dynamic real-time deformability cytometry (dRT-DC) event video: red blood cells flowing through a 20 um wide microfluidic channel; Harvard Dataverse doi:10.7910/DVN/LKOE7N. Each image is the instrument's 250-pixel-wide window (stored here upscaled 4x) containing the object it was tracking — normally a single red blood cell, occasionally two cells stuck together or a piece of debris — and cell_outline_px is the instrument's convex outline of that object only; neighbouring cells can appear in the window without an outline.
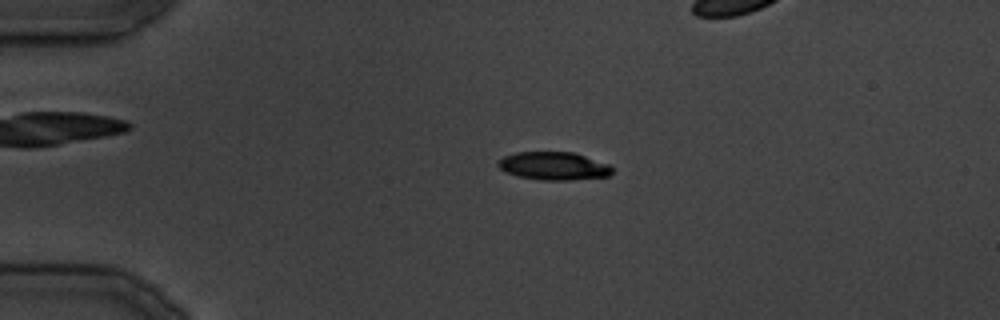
{"species": "common noctule bat (a hibernating species)", "species_latin": "Nyctalus noctula", "temperature_condition": "cold", "stored_images_in_passage": 10, "segment_of_instrument_passage": [1, 2], "camera_frame_rate_fps": 3000, "um_per_image_px": 0.085, "animal": {"sex": "male", "body_mass_g": 19.5, "forearm_length_mm": 54.6}, "frame": {"image": 1, "passage_image": 1, "time_ms": 0.0, "image_size_px": [1000, 320], "cell_outline_px": [[612, 172], [608, 176], [568, 180], [540, 180], [516, 176], [500, 168], [496, 164], [504, 156], [516, 152], [572, 152], [608, 164], [612, 168]], "centroid_in_image_um": [47.04, 14.11], "position_along_channel_um": 38.0, "area_um2": 18.44}}
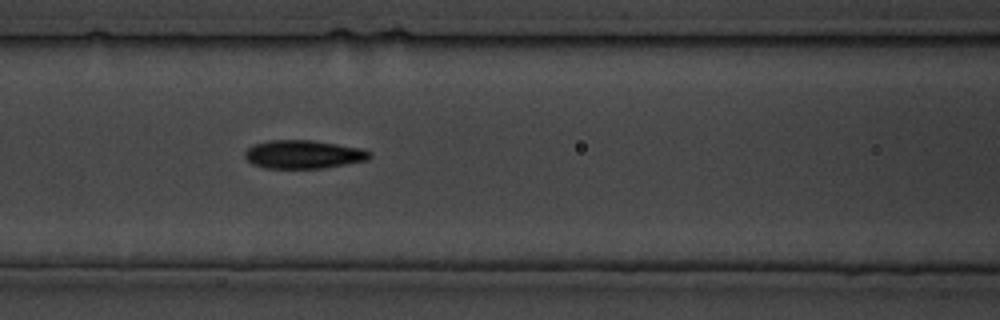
{"frame": {"image": 2, "passage_image": 9, "time_ms": 9.0, "image_size_px": [1000, 320], "cell_outline_px": [[372, 156], [368, 160], [324, 168], [264, 168], [252, 164], [244, 156], [244, 152], [252, 144], [268, 140], [312, 140], [364, 148], [372, 152]], "centroid_in_image_um": [25.81, 13.11], "position_along_channel_um": 140.8, "area_um2": 20.92}}